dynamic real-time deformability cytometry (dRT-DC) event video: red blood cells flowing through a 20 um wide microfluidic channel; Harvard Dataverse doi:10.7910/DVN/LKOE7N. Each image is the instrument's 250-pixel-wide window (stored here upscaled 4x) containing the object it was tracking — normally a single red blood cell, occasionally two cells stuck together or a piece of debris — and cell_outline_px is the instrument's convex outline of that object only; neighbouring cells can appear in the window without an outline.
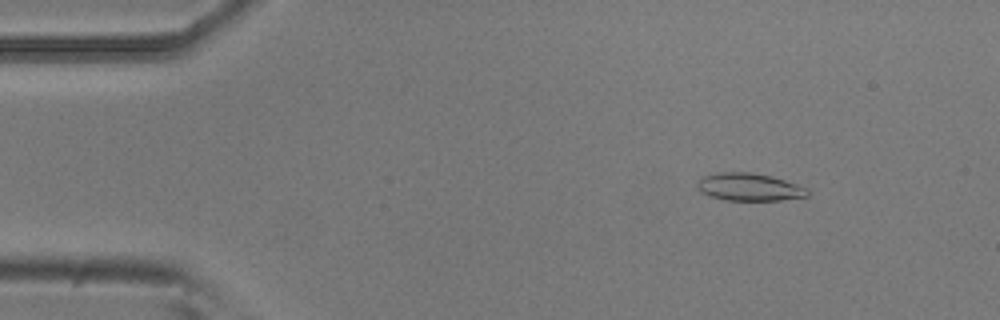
{"species": "common noctule bat (a hibernating species)", "species_latin": "Nyctalus noctula", "temperature_condition": "room temperature", "stored_images_in_passage": 54, "camera_frame_rate_fps": 3000, "um_per_image_px": 0.085, "animal": {"sex": "male", "body_mass_g": 20.5, "forearm_length_mm": 52.5}, "frame": {"image": 1, "passage_image": 7, "time_ms": 2.0, "image_size_px": [1000, 320], "cell_outline_px": [[808, 196], [780, 200], [724, 200], [708, 196], [700, 192], [696, 188], [696, 180], [700, 176], [716, 172], [752, 172], [772, 176], [808, 188]], "centroid_in_image_um": [63.59, 15.88], "position_along_channel_um": 21.4, "area_um2": 18.09}}
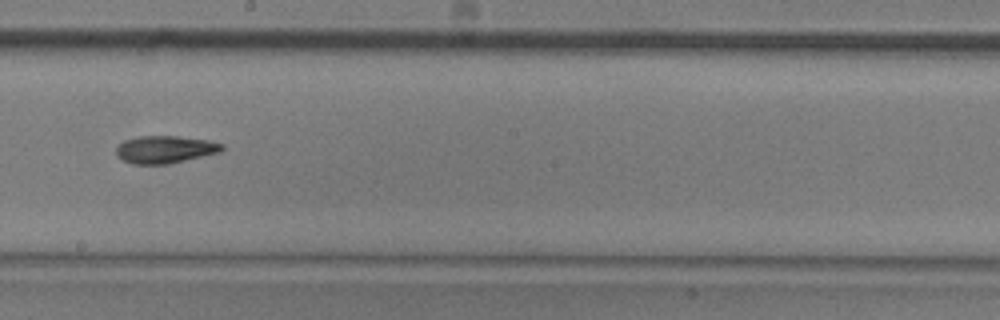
{"frame": {"image": 2, "passage_image": 30, "time_ms": 9.667, "image_size_px": [1000, 320], "cell_outline_px": [[224, 148], [220, 152], [168, 164], [132, 164], [116, 156], [116, 148], [124, 140], [140, 136], [176, 136], [208, 140], [224, 144]], "centroid_in_image_um": [14.02, 12.7], "position_along_channel_um": 234.2, "area_um2": 16.88}}
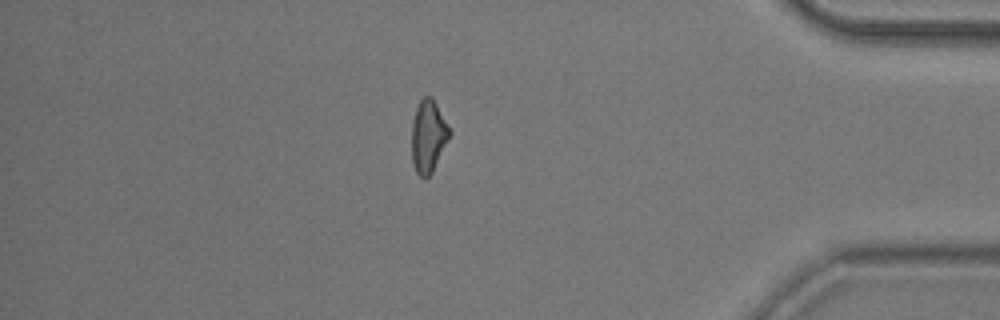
{"frame": {"image": 3, "passage_image": 46, "time_ms": 15.0, "image_size_px": [1000, 320], "cell_outline_px": [[452, 132], [432, 172], [424, 180], [416, 172], [412, 160], [412, 124], [416, 108], [420, 100], [424, 96], [432, 96]], "centroid_in_image_um": [36.4, 11.58], "position_along_channel_um": 398.8, "area_um2": 15.9}}